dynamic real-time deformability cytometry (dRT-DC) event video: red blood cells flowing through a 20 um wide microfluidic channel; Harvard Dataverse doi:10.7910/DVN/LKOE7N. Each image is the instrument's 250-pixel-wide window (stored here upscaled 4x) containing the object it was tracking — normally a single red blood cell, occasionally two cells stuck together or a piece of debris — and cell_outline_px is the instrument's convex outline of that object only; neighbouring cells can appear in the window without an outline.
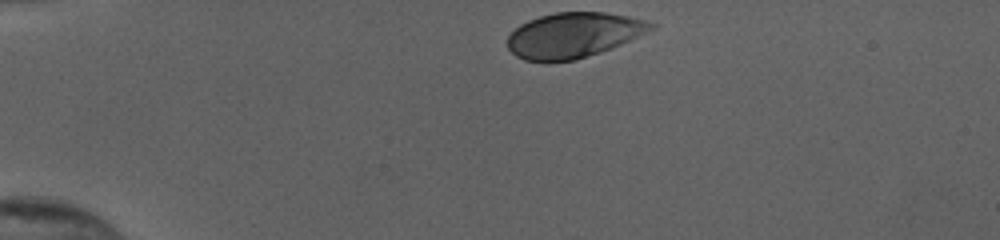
{"species": "human", "species_latin": "Homo sapiens", "temperature_condition": "cold", "stored_images_in_passage": 33, "camera_frame_rate_fps": 3000, "um_per_image_px": 0.085, "donor": {"sex": "female"}, "frame": {"image": 1, "passage_image": 1, "time_ms": 0.0, "image_size_px": [1000, 240], "cell_outline_px": [[656, 28], [648, 32], [612, 48], [576, 60], [524, 60], [516, 56], [508, 48], [508, 36], [520, 24], [528, 20], [540, 16], [556, 12], [604, 12], [628, 16], [644, 20], [656, 24]], "centroid_in_image_um": [48.77, 2.97], "position_along_channel_um": 36.2, "area_um2": 37.45}}
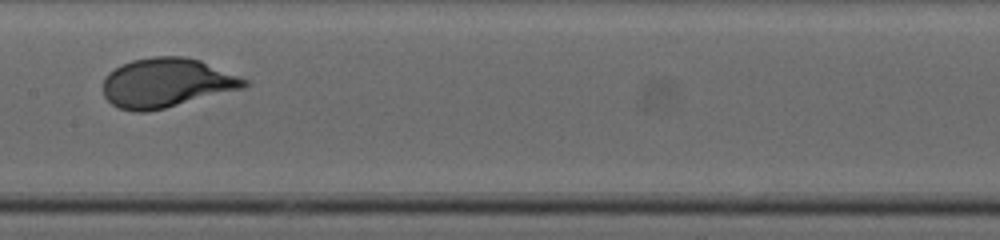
{"frame": {"image": 2, "passage_image": 18, "time_ms": 5.667, "image_size_px": [1000, 240], "cell_outline_px": [[248, 84], [244, 88], [148, 112], [136, 112], [120, 108], [112, 104], [104, 96], [104, 80], [108, 72], [120, 64], [132, 60], [152, 56], [184, 56], [200, 60], [248, 80]], "centroid_in_image_um": [14.13, 7.03], "position_along_channel_um": 193.3, "area_um2": 40.4}}
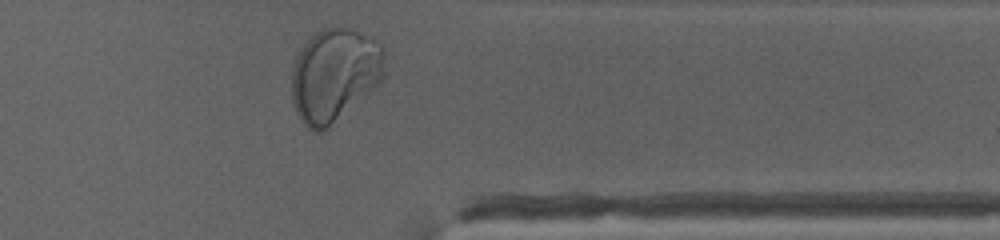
{"frame": {"image": 3, "passage_image": 33, "time_ms": 10.667, "image_size_px": [1000, 240], "cell_outline_px": [[384, 76], [376, 84], [328, 128], [320, 132], [312, 132], [300, 120], [296, 112], [292, 100], [292, 64], [304, 40], [308, 36], [324, 28], [348, 28], [380, 44], [384, 48]], "centroid_in_image_um": [28.36, 6.37], "position_along_channel_um": 383.0, "area_um2": 50.05}, "authors_computed_cell_mechanics": {"area_um2": 39.3618, "velocity_mm_per_s": 3.854, "shape_relaxation_time_tau1_ms": 2.3573, "shape_relaxation_time_tau2_ms": null, "deformation_change_tau1": 0.1588, "deformation_change_tau2": null}}